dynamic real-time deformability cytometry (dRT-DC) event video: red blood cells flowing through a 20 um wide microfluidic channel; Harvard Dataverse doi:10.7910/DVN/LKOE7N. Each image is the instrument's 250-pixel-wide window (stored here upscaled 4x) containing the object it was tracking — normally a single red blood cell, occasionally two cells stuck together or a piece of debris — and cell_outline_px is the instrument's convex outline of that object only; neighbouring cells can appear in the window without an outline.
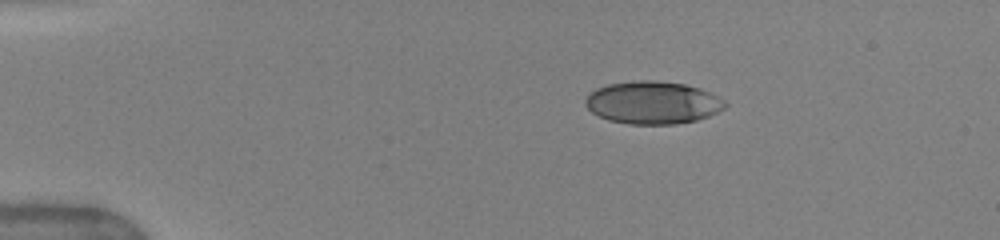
{"species": "human", "species_latin": "Homo sapiens", "temperature_condition": "warm", "stored_images_in_passage": 30, "camera_frame_rate_fps": 3000, "um_per_image_px": 0.085, "donor": {"sex": "female"}, "frame": {"image": 1, "passage_image": 1, "time_ms": 0.0, "image_size_px": [1000, 240], "cell_outline_px": [[728, 104], [724, 108], [708, 116], [696, 120], [676, 124], [628, 124], [608, 120], [592, 112], [584, 104], [584, 100], [596, 88], [608, 84], [640, 80], [656, 80], [684, 84], [700, 88], [724, 100]], "centroid_in_image_um": [55.47, 8.72], "position_along_channel_um": 29.5, "area_um2": 34.56}}
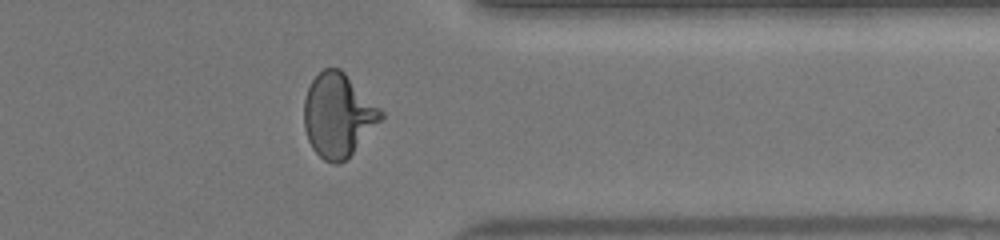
{"frame": {"image": 2, "passage_image": 24, "time_ms": 10.667, "image_size_px": [1000, 240], "cell_outline_px": [[384, 116], [352, 152], [344, 160], [336, 164], [332, 164], [324, 160], [312, 148], [308, 140], [304, 128], [304, 100], [308, 88], [312, 80], [324, 68], [340, 68], [384, 112]], "centroid_in_image_um": [28.71, 9.78], "position_along_channel_um": 382.7, "area_um2": 36.82}}
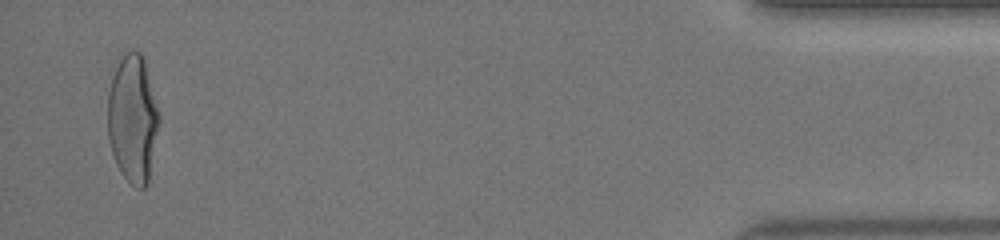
{"frame": {"image": 3, "passage_image": 30, "time_ms": 13.333, "image_size_px": [1000, 240], "cell_outline_px": [[160, 120], [148, 184], [144, 188], [136, 188], [120, 172], [116, 164], [112, 152], [108, 136], [108, 92], [112, 76], [124, 52], [132, 48], [140, 52], [144, 56], [160, 116]], "centroid_in_image_um": [11.29, 10.07], "position_along_channel_um": 423.9, "area_um2": 38.55}, "authors_computed_cell_mechanics": {"area_um2": 36.2695, "velocity_mm_per_s": 4.0285, "shape_relaxation_time_tau1_ms": 4.7414, "shape_relaxation_time_tau2_ms": null, "deformation_change_tau1": 0.2019, "deformation_change_tau2": null}}